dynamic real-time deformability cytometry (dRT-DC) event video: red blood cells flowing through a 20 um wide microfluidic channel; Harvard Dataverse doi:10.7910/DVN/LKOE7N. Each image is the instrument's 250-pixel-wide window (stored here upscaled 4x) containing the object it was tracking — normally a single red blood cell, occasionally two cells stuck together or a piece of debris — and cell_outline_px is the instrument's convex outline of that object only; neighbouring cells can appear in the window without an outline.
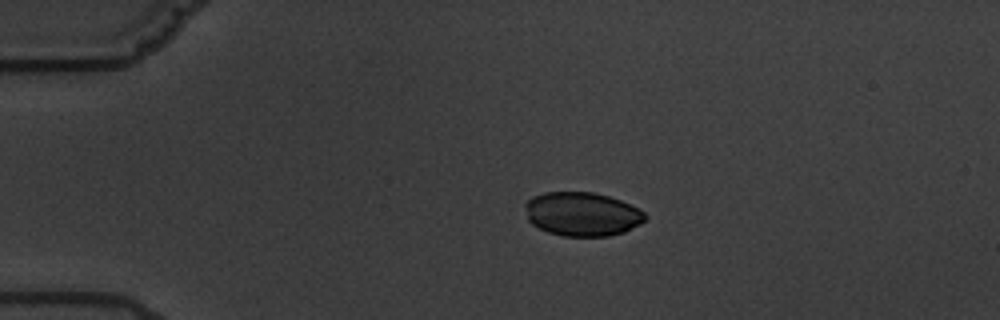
{"species": "common noctule bat (a hibernating species)", "species_latin": "Nyctalus noctula", "temperature_condition": "warm", "stored_images_in_passage": 8, "camera_frame_rate_fps": 3000, "um_per_image_px": 0.085, "animal": {"sex": "male", "body_mass_g": 19.5, "forearm_length_mm": 54.6}, "frame": {"image": 1, "passage_image": 4, "time_ms": 3.667, "image_size_px": [1000, 320], "cell_outline_px": [[648, 220], [624, 232], [608, 236], [564, 236], [548, 232], [532, 224], [528, 220], [524, 204], [532, 196], [544, 192], [592, 192], [608, 196], [620, 200], [640, 208], [648, 216]], "centroid_in_image_um": [49.5, 18.19], "position_along_channel_um": 35.5, "area_um2": 30.92}}
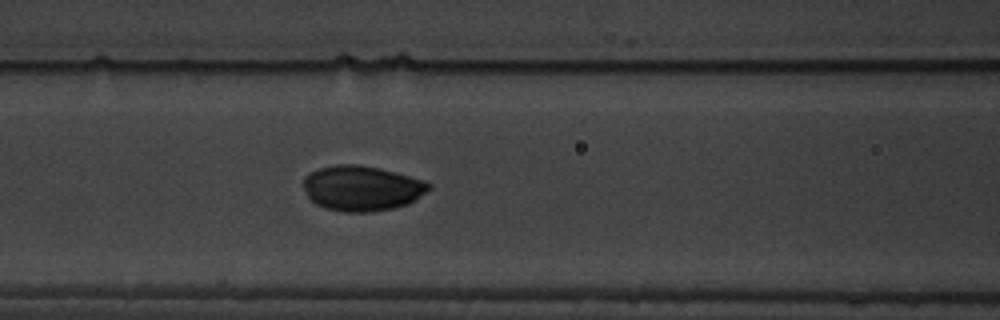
{"frame": {"image": 2, "passage_image": 8, "time_ms": 8.0, "image_size_px": [1000, 320], "cell_outline_px": [[432, 188], [416, 200], [408, 204], [392, 208], [368, 212], [344, 212], [324, 208], [316, 204], [308, 196], [304, 188], [304, 176], [320, 168], [336, 164], [356, 164], [380, 168], [424, 180], [432, 184]], "centroid_in_image_um": [30.78, 16.0], "position_along_channel_um": 135.8, "area_um2": 33.06}}